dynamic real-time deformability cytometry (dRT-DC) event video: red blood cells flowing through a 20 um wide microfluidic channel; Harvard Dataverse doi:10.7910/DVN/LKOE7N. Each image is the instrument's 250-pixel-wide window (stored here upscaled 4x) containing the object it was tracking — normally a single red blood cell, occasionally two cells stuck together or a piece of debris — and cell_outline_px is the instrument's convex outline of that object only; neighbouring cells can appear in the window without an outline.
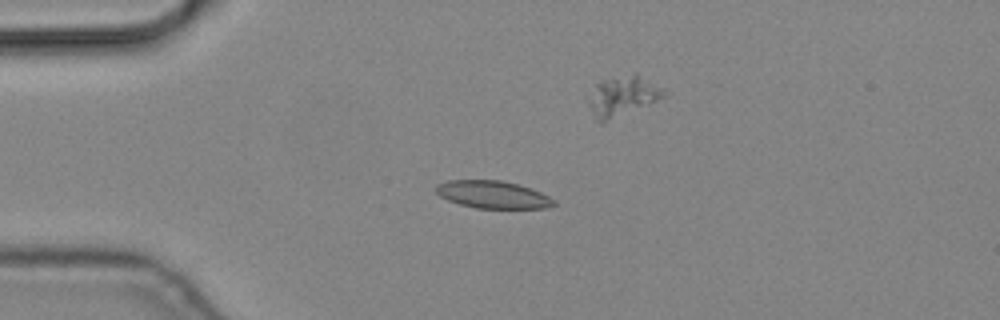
{"species": "common noctule bat (a hibernating species)", "species_latin": "Nyctalus noctula", "temperature_condition": "cold", "stored_images_in_passage": 7, "camera_frame_rate_fps": 3000, "um_per_image_px": 0.085, "animal": {"sex": "male", "body_mass_g": 19.2, "forearm_length_mm": 51.8}, "frame": {"image": 1, "passage_image": 5, "time_ms": 1.333, "image_size_px": [1000, 320], "cell_outline_px": [[556, 204], [544, 208], [476, 208], [460, 204], [448, 200], [440, 196], [436, 192], [436, 184], [448, 180], [500, 180], [516, 184], [540, 192], [556, 200]], "centroid_in_image_um": [41.87, 16.54], "position_along_channel_um": 43.1, "area_um2": 18.73}}